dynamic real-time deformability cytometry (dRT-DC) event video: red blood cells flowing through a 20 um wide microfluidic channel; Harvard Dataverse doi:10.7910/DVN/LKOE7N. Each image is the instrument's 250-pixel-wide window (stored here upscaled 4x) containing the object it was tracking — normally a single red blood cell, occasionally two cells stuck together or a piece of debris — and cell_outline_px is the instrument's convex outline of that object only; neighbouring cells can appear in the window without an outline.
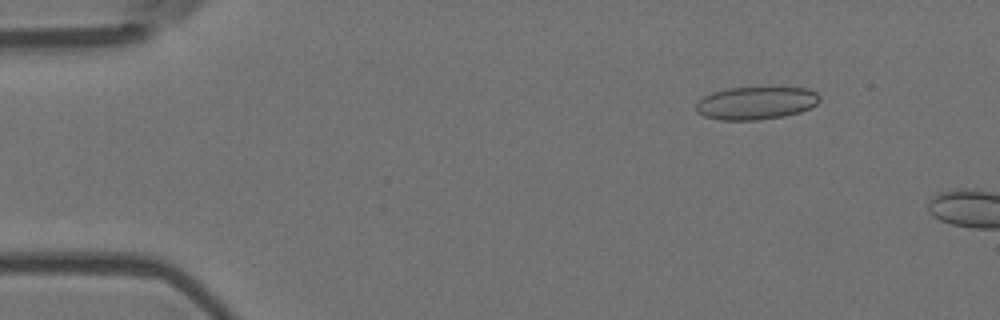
{"species": "Egyptian fruit bat (a non-hibernating species)", "species_latin": "Rousettus aegyptiacus", "temperature_condition": "room temperature", "stored_images_in_passage": 3, "camera_frame_rate_fps": 3000, "um_per_image_px": 0.085, "animal": {"sex": "female"}, "frame": {"image": 1, "passage_image": 2, "time_ms": 0.333, "image_size_px": [1000, 320], "cell_outline_px": [[820, 100], [816, 104], [800, 112], [784, 116], [756, 120], [720, 120], [704, 116], [696, 112], [696, 104], [704, 96], [712, 92], [728, 88], [808, 88], [816, 92], [820, 96]], "centroid_in_image_um": [64.25, 8.76], "position_along_channel_um": 20.8, "area_um2": 23.52}}